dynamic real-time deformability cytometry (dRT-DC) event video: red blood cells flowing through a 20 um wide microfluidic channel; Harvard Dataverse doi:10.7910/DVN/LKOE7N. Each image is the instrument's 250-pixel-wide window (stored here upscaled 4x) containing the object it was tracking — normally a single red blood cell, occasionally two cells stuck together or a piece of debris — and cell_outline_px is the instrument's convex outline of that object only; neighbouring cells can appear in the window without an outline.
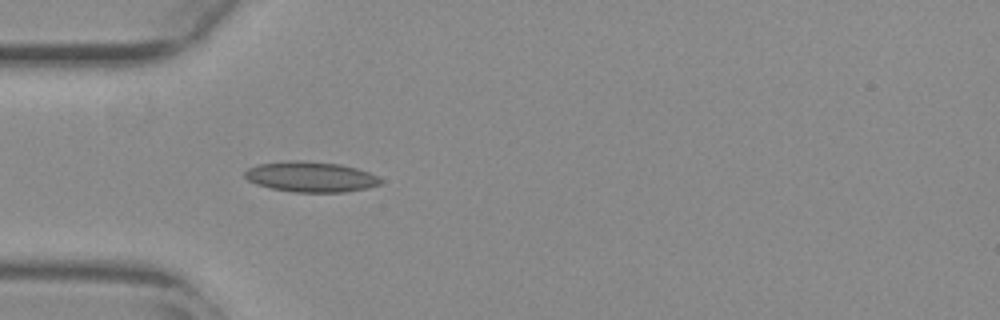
{"species": "common noctule bat (a hibernating species)", "species_latin": "Nyctalus noctula", "temperature_condition": "warm", "stored_images_in_passage": 39, "camera_frame_rate_fps": 3000, "um_per_image_px": 0.085, "animal": {"sex": "female", "body_mass_g": 29.2, "forearm_length_mm": 56.3}, "frame": {"image": 1, "passage_image": 1, "time_ms": 0.0, "image_size_px": [1000, 320], "cell_outline_px": [[380, 184], [368, 188], [344, 192], [292, 192], [272, 188], [256, 184], [248, 180], [244, 176], [244, 172], [248, 168], [260, 164], [292, 160], [304, 160], [340, 164], [356, 168], [368, 172], [376, 176], [380, 180]], "centroid_in_image_um": [26.39, 15.03], "position_along_channel_um": 58.6, "area_um2": 23.93}}
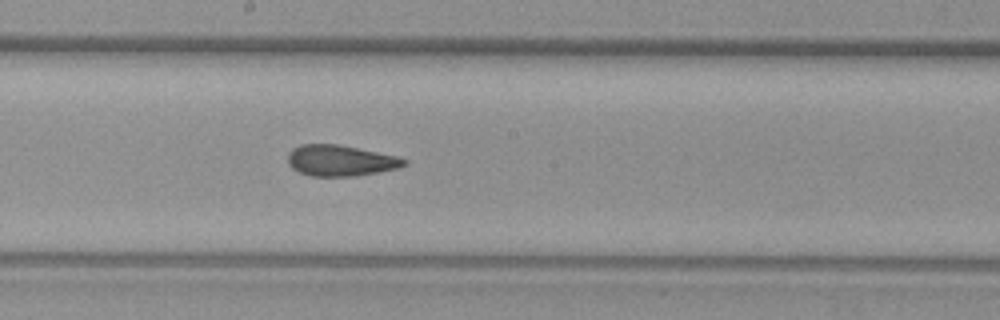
{"frame": {"image": 2, "passage_image": 14, "time_ms": 4.333, "image_size_px": [1000, 320], "cell_outline_px": [[408, 164], [400, 168], [356, 176], [312, 176], [300, 172], [292, 168], [288, 164], [288, 152], [292, 148], [300, 144], [340, 144], [396, 156], [408, 160]], "centroid_in_image_um": [28.94, 13.64], "position_along_channel_um": 219.3, "area_um2": 21.15}}
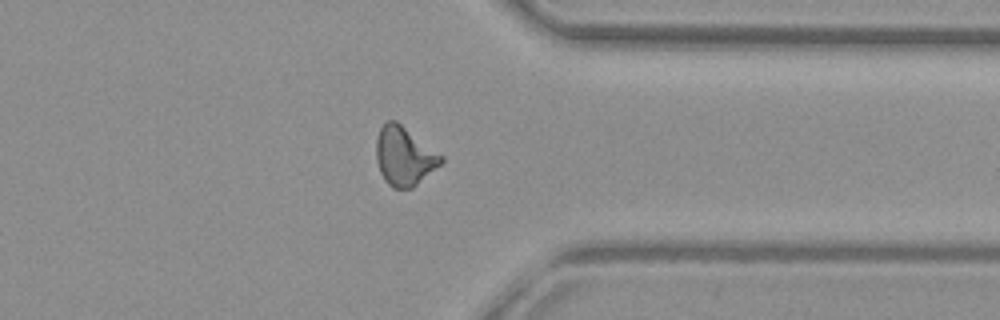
{"frame": {"image": 3, "passage_image": 27, "time_ms": 8.667, "image_size_px": [1000, 320], "cell_outline_px": [[444, 160], [440, 164], [412, 188], [392, 188], [384, 180], [380, 172], [376, 160], [376, 140], [380, 128], [388, 120], [396, 120], [444, 156]], "centroid_in_image_um": [34.34, 13.26], "position_along_channel_um": 377.1, "area_um2": 22.14}, "authors_computed_cell_mechanics": {"area_um2": 21.5016, "velocity_mm_per_s": 3.7767, "shape_relaxation_time_tau1_ms": null, "shape_relaxation_time_tau2_ms": 1.9669, "deformation_change_tau1": null, "deformation_change_tau2": 0.0849}}